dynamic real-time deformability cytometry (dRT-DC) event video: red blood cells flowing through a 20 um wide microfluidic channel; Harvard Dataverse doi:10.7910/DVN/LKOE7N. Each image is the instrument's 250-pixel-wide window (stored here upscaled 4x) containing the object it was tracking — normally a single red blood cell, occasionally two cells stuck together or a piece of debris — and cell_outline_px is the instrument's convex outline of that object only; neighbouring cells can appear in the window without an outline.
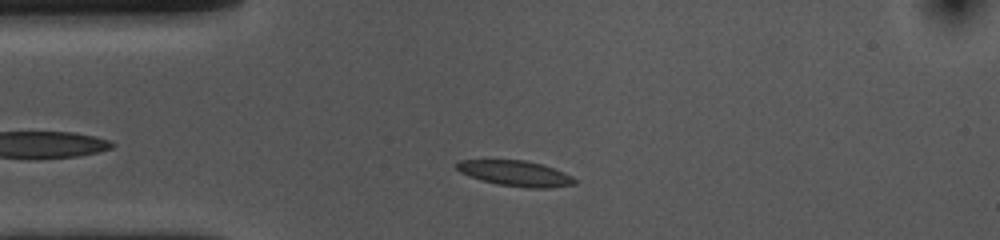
{"species": "common noctule bat (a hibernating species)", "species_latin": "Nyctalus noctula", "temperature_condition": "cold", "stored_images_in_passage": 33, "camera_frame_rate_fps": 3000, "um_per_image_px": 0.085, "animal": {"sex": "female", "body_mass_g": 10.0, "forearm_length_mm": 53.1}, "frame": {"image": 1, "passage_image": 1, "time_ms": 0.0, "image_size_px": [1000, 240], "cell_outline_px": [[576, 184], [552, 188], [528, 188], [496, 184], [460, 172], [456, 168], [456, 164], [460, 160], [524, 160], [544, 164], [564, 172], [572, 176], [576, 180]], "centroid_in_image_um": [43.88, 14.74], "position_along_channel_um": 41.1, "area_um2": 17.51}}
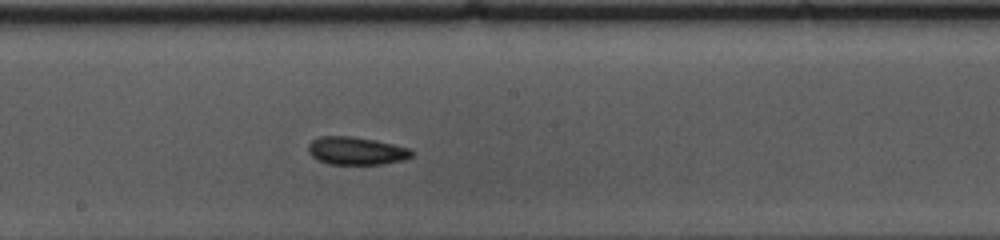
{"frame": {"image": 2, "passage_image": 17, "time_ms": 5.333, "image_size_px": [1000, 240], "cell_outline_px": [[412, 156], [404, 160], [384, 164], [328, 164], [316, 160], [308, 152], [308, 144], [312, 140], [320, 136], [348, 136], [372, 140], [392, 144], [408, 148], [412, 152]], "centroid_in_image_um": [30.23, 12.83], "position_along_channel_um": 218.0, "area_um2": 16.7}}
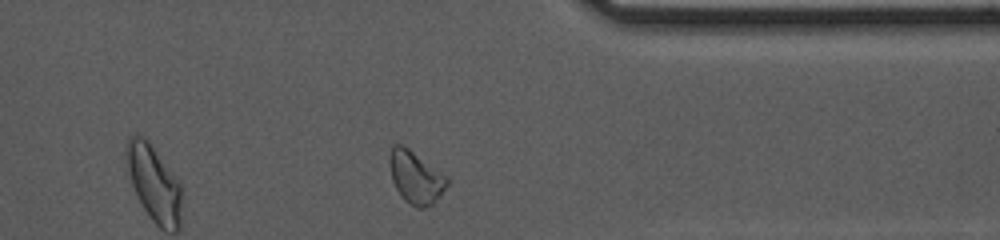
{"frame": {"image": 3, "passage_image": 31, "time_ms": 10.0, "image_size_px": [1000, 240], "cell_outline_px": [[448, 184], [432, 204], [424, 208], [416, 208], [404, 200], [400, 196], [392, 180], [388, 164], [388, 156], [392, 144], [400, 144], [408, 148], [448, 176]], "centroid_in_image_um": [35.29, 15.05], "position_along_channel_um": 376.1, "area_um2": 17.69}, "authors_computed_cell_mechanics": {"area_um2": 16.762, "velocity_mm_per_s": 3.5995, "shape_relaxation_time_tau1_ms": 4.0136, "shape_relaxation_time_tau2_ms": 5.3618, "deformation_change_tau1": 0.1123, "deformation_change_tau2": 0.108}}